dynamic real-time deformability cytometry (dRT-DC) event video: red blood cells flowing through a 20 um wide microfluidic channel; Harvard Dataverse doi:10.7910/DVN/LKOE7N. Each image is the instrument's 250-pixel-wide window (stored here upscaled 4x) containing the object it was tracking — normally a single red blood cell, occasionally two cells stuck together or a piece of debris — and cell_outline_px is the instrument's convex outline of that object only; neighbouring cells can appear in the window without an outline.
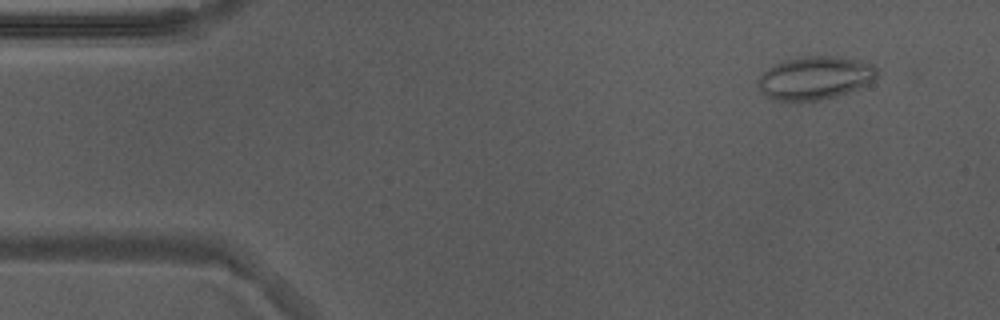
{"species": "Egyptian fruit bat (a non-hibernating species)", "species_latin": "Rousettus aegyptiacus", "temperature_condition": "warm", "stored_images_in_passage": 52, "camera_frame_rate_fps": 3000, "um_per_image_px": 0.085, "animal": {"sex": "male"}, "frame": {"image": 1, "passage_image": 5, "time_ms": 1.333, "image_size_px": [1000, 320], "cell_outline_px": [[876, 76], [868, 84], [848, 92], [836, 96], [820, 100], [772, 100], [756, 84], [760, 76], [768, 68], [784, 60], [804, 56], [836, 56], [868, 60], [876, 68]], "centroid_in_image_um": [69.31, 6.6], "position_along_channel_um": 15.7, "area_um2": 29.82}}
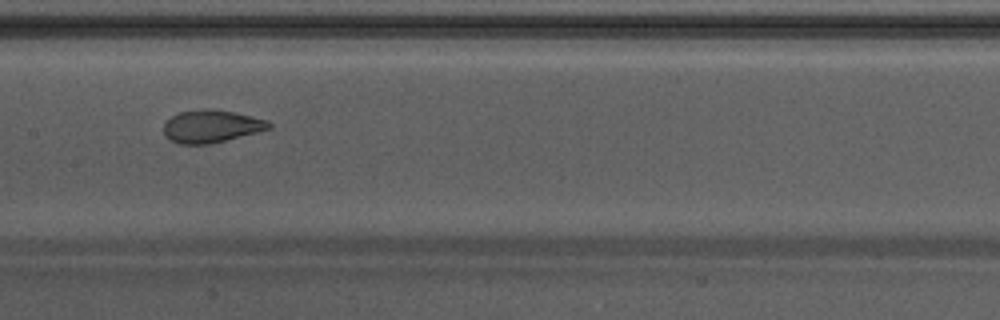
{"frame": {"image": 2, "passage_image": 26, "time_ms": 8.333, "image_size_px": [1000, 320], "cell_outline_px": [[272, 128], [208, 144], [180, 144], [164, 136], [164, 124], [172, 116], [180, 112], [204, 108], [236, 112], [268, 120], [272, 124]], "centroid_in_image_um": [17.97, 10.72], "position_along_channel_um": 189.4, "area_um2": 19.83}}
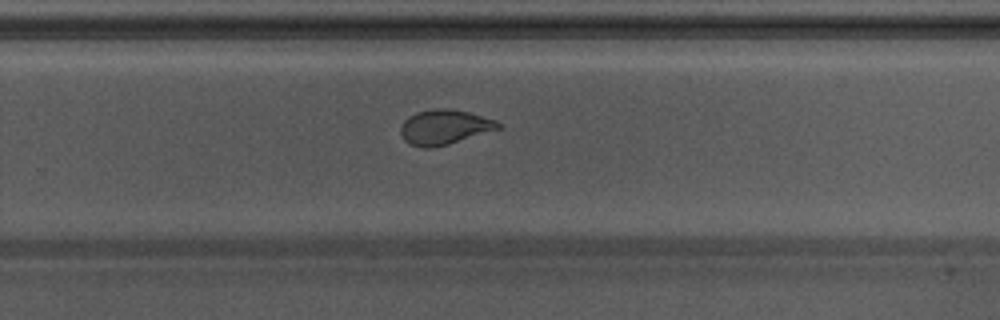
{"frame": {"image": 3, "passage_image": 34, "time_ms": 11.0, "image_size_px": [1000, 320], "cell_outline_px": [[500, 128], [448, 144], [432, 148], [424, 148], [408, 144], [404, 140], [400, 132], [400, 128], [404, 120], [408, 116], [416, 112], [432, 108], [444, 108], [468, 112], [496, 120], [500, 124]], "centroid_in_image_um": [37.72, 10.8], "position_along_channel_um": 292.1, "area_um2": 19.71}, "authors_computed_cell_mechanics": {"area_um2": 21.6172, "velocity_mm_per_s": 3.8636, "shape_relaxation_time_tau1_ms": 6.3162, "shape_relaxation_time_tau2_ms": 1.1673, "deformation_change_tau1": 0.1935, "deformation_change_tau2": 0.0708}}